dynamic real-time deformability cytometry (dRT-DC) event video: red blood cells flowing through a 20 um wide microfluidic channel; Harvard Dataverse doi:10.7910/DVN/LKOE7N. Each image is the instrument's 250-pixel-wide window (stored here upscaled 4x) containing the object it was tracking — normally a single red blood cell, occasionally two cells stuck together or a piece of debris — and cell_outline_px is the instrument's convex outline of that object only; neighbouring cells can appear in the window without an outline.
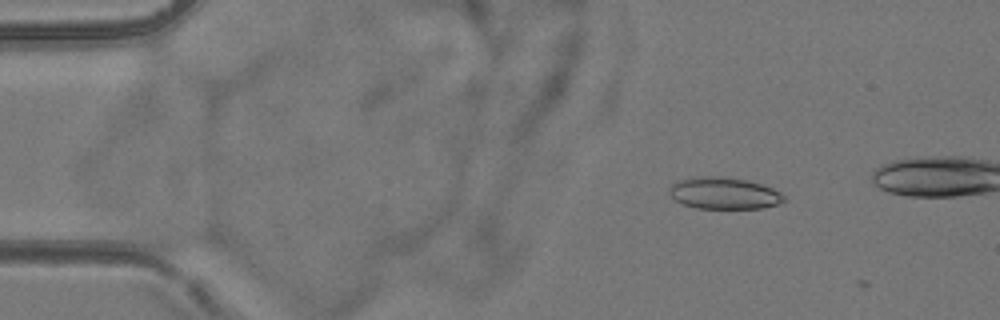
{"species": "common noctule bat (a hibernating species)", "species_latin": "Nyctalus noctula", "temperature_condition": "room temperature", "stored_images_in_passage": 5, "camera_frame_rate_fps": 3000, "um_per_image_px": 0.085, "animal": {"sex": "female", "body_mass_g": 24.6, "forearm_length_mm": 56.2}, "frame": {"image": 1, "passage_image": 3, "time_ms": 2.0, "image_size_px": [1000, 320], "cell_outline_px": [[788, 200], [780, 204], [764, 208], [696, 208], [684, 204], [676, 200], [668, 192], [668, 188], [676, 180], [692, 176], [720, 176], [748, 180], [772, 188], [780, 192]], "centroid_in_image_um": [61.54, 16.41], "position_along_channel_um": 23.5, "area_um2": 21.5}}